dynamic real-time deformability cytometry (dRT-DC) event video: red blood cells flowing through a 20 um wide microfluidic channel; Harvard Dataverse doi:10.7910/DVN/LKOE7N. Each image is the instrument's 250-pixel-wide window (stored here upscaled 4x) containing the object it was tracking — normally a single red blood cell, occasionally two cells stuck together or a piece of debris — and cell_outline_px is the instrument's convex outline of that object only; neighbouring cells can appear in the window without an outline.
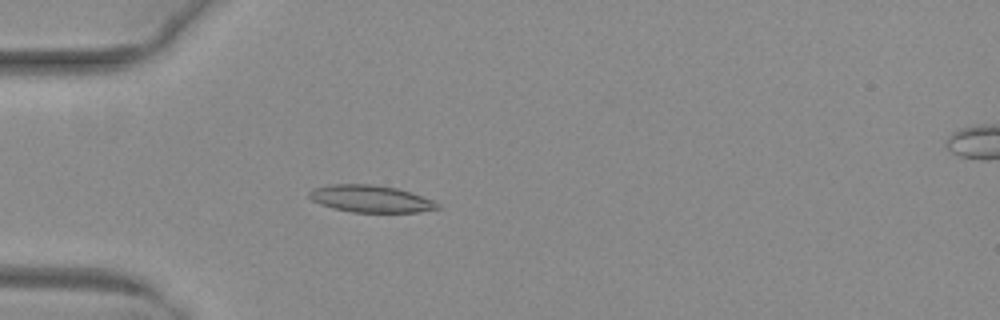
{"species": "common noctule bat (a hibernating species)", "species_latin": "Nyctalus noctula", "temperature_condition": "warm", "stored_images_in_passage": 51, "camera_frame_rate_fps": 3000, "um_per_image_px": 0.085, "animal": {"sex": "female", "body_mass_g": 29.2, "forearm_length_mm": 56.3}, "frame": {"image": 1, "passage_image": 15, "time_ms": 4.667, "image_size_px": [1000, 320], "cell_outline_px": [[440, 208], [420, 212], [352, 212], [332, 208], [320, 204], [312, 200], [308, 196], [308, 192], [312, 188], [328, 184], [372, 184], [396, 188], [412, 192], [432, 200], [440, 204]], "centroid_in_image_um": [31.48, 16.89], "position_along_channel_um": 53.5, "area_um2": 20.4}}
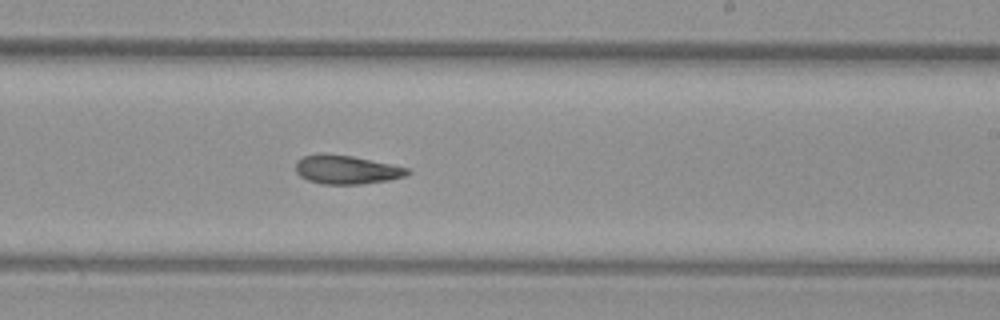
{"frame": {"image": 2, "passage_image": 31, "time_ms": 10.0, "image_size_px": [1000, 320], "cell_outline_px": [[412, 172], [404, 176], [388, 180], [360, 184], [320, 184], [308, 180], [300, 176], [296, 172], [296, 160], [304, 156], [352, 156], [408, 168]], "centroid_in_image_um": [29.47, 14.46], "position_along_channel_um": 259.5, "area_um2": 18.03}}
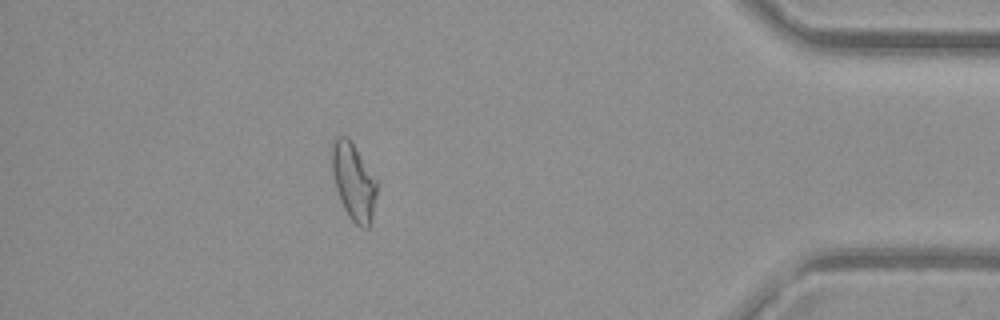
{"frame": {"image": 3, "passage_image": 45, "time_ms": 14.667, "image_size_px": [1000, 320], "cell_outline_px": [[376, 196], [372, 220], [368, 228], [360, 228], [348, 216], [340, 200], [336, 188], [332, 172], [332, 140], [336, 136], [348, 136], [376, 180]], "centroid_in_image_um": [30.04, 15.45], "position_along_channel_um": 405.2, "area_um2": 20.0}, "authors_computed_cell_mechanics": {"area_um2": 19.9988, "velocity_mm_per_s": 4.0872, "shape_relaxation_time_tau1_ms": null, "shape_relaxation_time_tau2_ms": 3.865, "deformation_change_tau1": null, "deformation_change_tau2": 0.12}}